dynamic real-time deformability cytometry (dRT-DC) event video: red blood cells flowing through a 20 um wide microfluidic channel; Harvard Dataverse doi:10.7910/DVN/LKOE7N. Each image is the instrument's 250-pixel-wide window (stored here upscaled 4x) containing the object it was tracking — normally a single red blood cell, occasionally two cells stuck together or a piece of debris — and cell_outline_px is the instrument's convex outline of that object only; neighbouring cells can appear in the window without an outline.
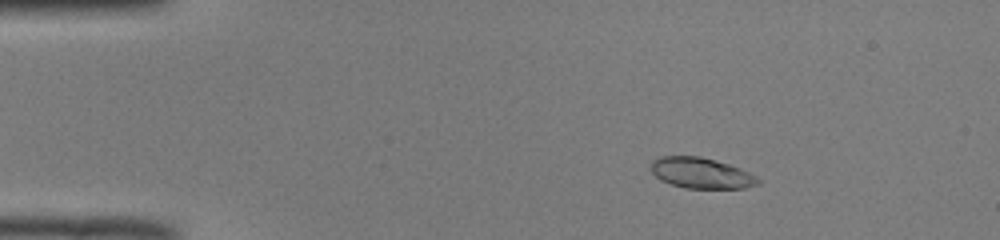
{"species": "common noctule bat (a hibernating species)", "species_latin": "Nyctalus noctula", "temperature_condition": "room temperature", "stored_images_in_passage": 51, "camera_frame_rate_fps": 3000, "um_per_image_px": 0.085, "animal": {"sex": "male", "body_mass_g": 19.0, "forearm_length_mm": 50.8}, "frame": {"image": 1, "passage_image": 8, "time_ms": 2.333, "image_size_px": [1000, 240], "cell_outline_px": [[760, 184], [744, 188], [684, 188], [660, 180], [652, 172], [652, 160], [660, 156], [700, 156], [716, 160], [740, 168], [756, 176], [760, 180]], "centroid_in_image_um": [59.61, 14.71], "position_along_channel_um": 25.4, "area_um2": 19.13}}
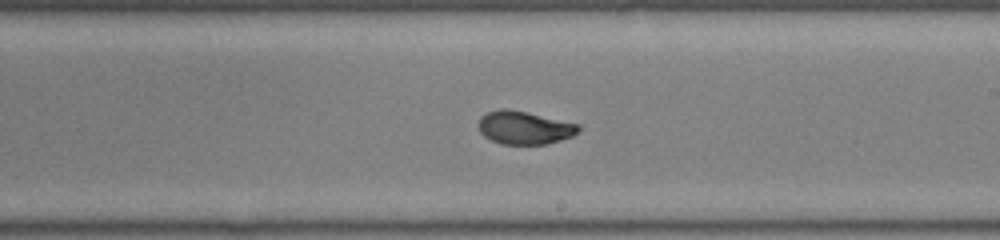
{"frame": {"image": 2, "passage_image": 30, "time_ms": 9.667, "image_size_px": [1000, 240], "cell_outline_px": [[580, 128], [572, 136], [560, 140], [544, 144], [500, 144], [484, 136], [480, 132], [476, 124], [480, 116], [488, 112], [500, 108], [508, 108], [528, 112], [580, 124]], "centroid_in_image_um": [44.52, 10.83], "position_along_channel_um": 244.5, "area_um2": 19.48}}
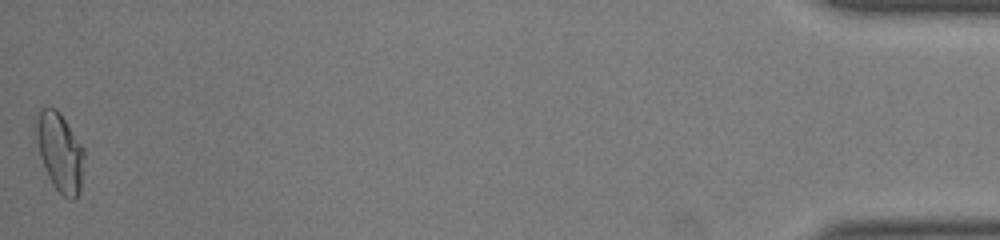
{"frame": {"image": 3, "passage_image": 51, "time_ms": 16.667, "image_size_px": [1000, 240], "cell_outline_px": [[84, 156], [80, 192], [72, 200], [64, 196], [52, 184], [48, 176], [32, 140], [32, 124], [40, 108], [56, 108], [60, 112], [84, 148]], "centroid_in_image_um": [5.0, 12.85], "position_along_channel_um": 430.2, "area_um2": 22.83}, "authors_computed_cell_mechanics": {"area_um2": 19.8832, "velocity_mm_per_s": 3.9806, "shape_relaxation_time_tau1_ms": 7.432, "shape_relaxation_time_tau2_ms": 0.8505, "deformation_change_tau1": 0.2343, "deformation_change_tau2": 0.0343}}